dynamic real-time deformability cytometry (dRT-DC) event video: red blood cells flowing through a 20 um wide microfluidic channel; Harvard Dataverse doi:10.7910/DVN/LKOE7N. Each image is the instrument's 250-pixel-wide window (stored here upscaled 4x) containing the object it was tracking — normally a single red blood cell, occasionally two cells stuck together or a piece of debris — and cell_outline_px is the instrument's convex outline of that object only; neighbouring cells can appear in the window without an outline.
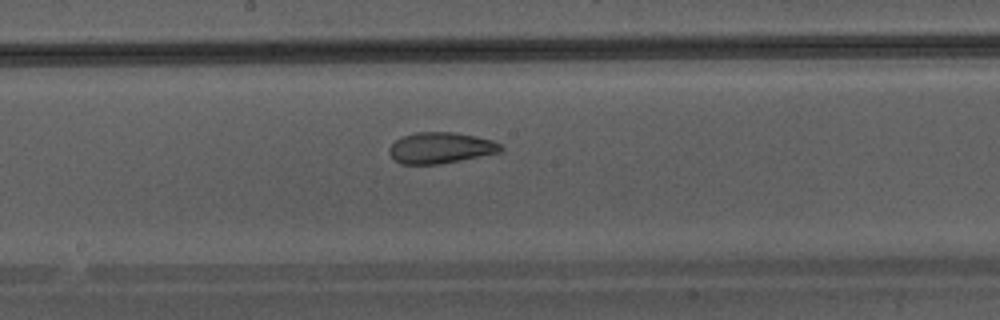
{"species": "Egyptian fruit bat (a non-hibernating species)", "species_latin": "Rousettus aegyptiacus", "temperature_condition": "warm", "stored_images_in_passage": 29, "camera_frame_rate_fps": 3000, "um_per_image_px": 0.085, "animal": {"sex": "male"}, "frame": {"image": 1, "passage_image": 17, "time_ms": 5.333, "image_size_px": [1000, 320], "cell_outline_px": [[504, 148], [500, 152], [440, 164], [400, 164], [388, 152], [388, 148], [396, 140], [412, 132], [452, 132], [476, 136], [492, 140], [500, 144]], "centroid_in_image_um": [37.44, 12.56], "position_along_channel_um": 210.8, "area_um2": 20.11}}